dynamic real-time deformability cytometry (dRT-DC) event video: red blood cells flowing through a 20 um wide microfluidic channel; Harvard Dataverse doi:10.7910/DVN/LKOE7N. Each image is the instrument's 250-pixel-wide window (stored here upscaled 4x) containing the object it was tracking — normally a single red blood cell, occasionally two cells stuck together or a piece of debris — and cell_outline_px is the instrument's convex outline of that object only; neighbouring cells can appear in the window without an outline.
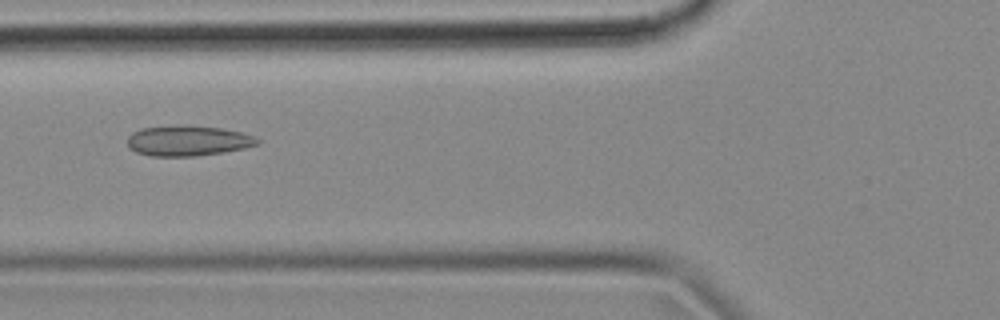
{"species": "common noctule bat (a hibernating species)", "species_latin": "Nyctalus noctula", "temperature_condition": "cold", "stored_images_in_passage": 54, "camera_frame_rate_fps": 3000, "um_per_image_px": 0.085, "animal": {"sex": "female", "body_mass_g": 18.4}, "frame": {"image": 1, "passage_image": 20, "time_ms": 6.333, "image_size_px": [1000, 320], "cell_outline_px": [[260, 144], [244, 148], [224, 152], [196, 156], [152, 156], [136, 152], [128, 148], [128, 136], [132, 132], [140, 128], [180, 124], [188, 124], [220, 128], [240, 132], [256, 136], [260, 140]], "centroid_in_image_um": [15.97, 11.95], "position_along_channel_um": 109.8, "area_um2": 23.41}}
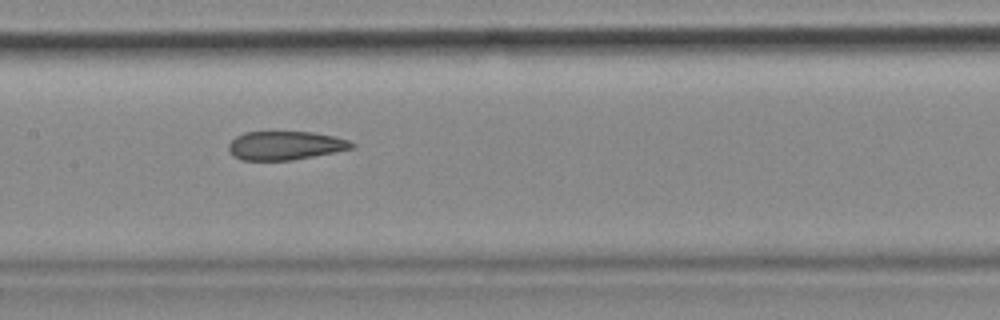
{"frame": {"image": 2, "passage_image": 26, "time_ms": 8.333, "image_size_px": [1000, 320], "cell_outline_px": [[356, 148], [336, 152], [292, 160], [244, 160], [232, 156], [228, 148], [228, 144], [236, 136], [244, 132], [312, 132], [336, 136], [348, 140], [356, 144]], "centroid_in_image_um": [24.28, 12.37], "position_along_channel_um": 183.1, "area_um2": 20.75}}
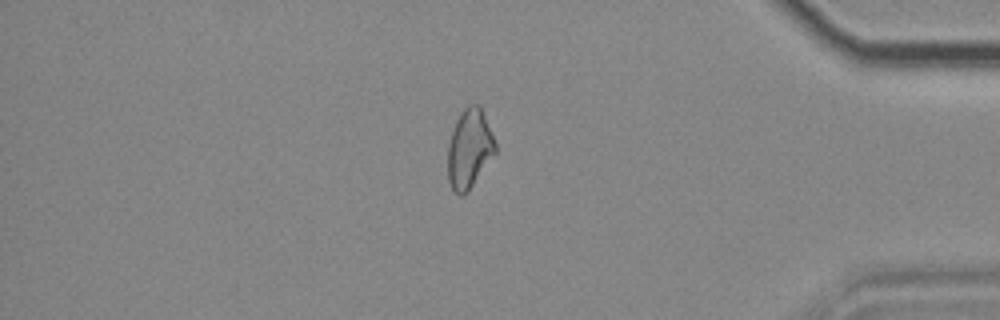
{"frame": {"image": 3, "passage_image": 46, "time_ms": 15.0, "image_size_px": [1000, 320], "cell_outline_px": [[496, 152], [468, 192], [460, 196], [452, 188], [448, 180], [448, 144], [456, 120], [460, 112], [468, 104], [480, 104], [496, 144]], "centroid_in_image_um": [39.9, 12.63], "position_along_channel_um": 395.3, "area_um2": 21.85}, "authors_computed_cell_mechanics": {"area_um2": 22.4842, "velocity_mm_per_s": 3.673, "shape_relaxation_time_tau1_ms": null, "shape_relaxation_time_tau2_ms": 2.6519, "deformation_change_tau1": null, "deformation_change_tau2": 0.0986}}